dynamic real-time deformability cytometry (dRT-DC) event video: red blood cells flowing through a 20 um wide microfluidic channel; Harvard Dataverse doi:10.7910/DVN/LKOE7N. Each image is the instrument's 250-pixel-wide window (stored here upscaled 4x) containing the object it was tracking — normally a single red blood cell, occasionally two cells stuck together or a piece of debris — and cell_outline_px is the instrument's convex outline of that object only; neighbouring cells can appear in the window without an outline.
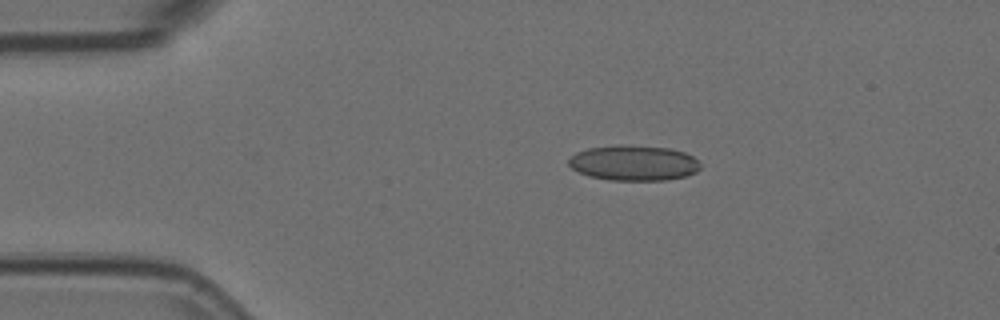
{"species": "Egyptian fruit bat (a non-hibernating species)", "species_latin": "Rousettus aegyptiacus", "temperature_condition": "room temperature", "stored_images_in_passage": 5, "camera_frame_rate_fps": 3000, "um_per_image_px": 0.085, "animal": {"sex": "female"}, "frame": {"image": 1, "passage_image": 2, "time_ms": 0.333, "image_size_px": [1000, 320], "cell_outline_px": [[700, 168], [696, 172], [684, 176], [668, 180], [608, 180], [588, 176], [572, 168], [568, 164], [568, 160], [576, 152], [588, 148], [668, 148], [684, 152], [692, 156], [700, 164]], "centroid_in_image_um": [53.88, 13.91], "position_along_channel_um": 31.1, "area_um2": 25.95}}
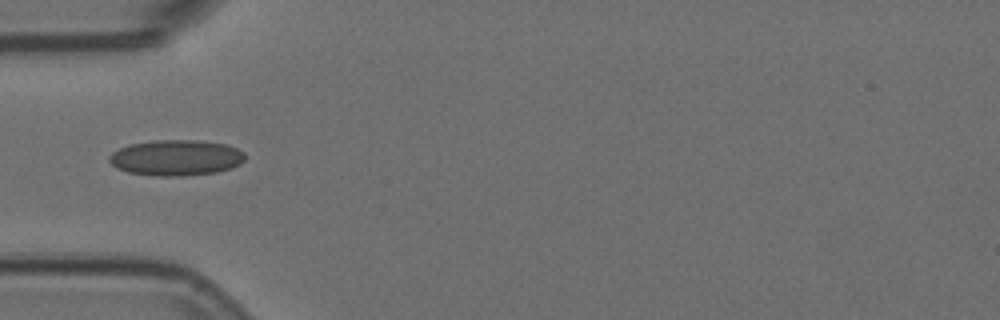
{"frame": {"image": 2, "passage_image": 4, "time_ms": 1.0, "image_size_px": [1000, 320], "cell_outline_px": [[244, 160], [240, 164], [232, 168], [216, 172], [184, 176], [156, 176], [128, 172], [116, 168], [108, 160], [108, 156], [112, 152], [128, 144], [156, 140], [196, 140], [228, 144], [244, 152]], "centroid_in_image_um": [14.96, 13.4], "position_along_channel_um": 70.0, "area_um2": 28.5}}